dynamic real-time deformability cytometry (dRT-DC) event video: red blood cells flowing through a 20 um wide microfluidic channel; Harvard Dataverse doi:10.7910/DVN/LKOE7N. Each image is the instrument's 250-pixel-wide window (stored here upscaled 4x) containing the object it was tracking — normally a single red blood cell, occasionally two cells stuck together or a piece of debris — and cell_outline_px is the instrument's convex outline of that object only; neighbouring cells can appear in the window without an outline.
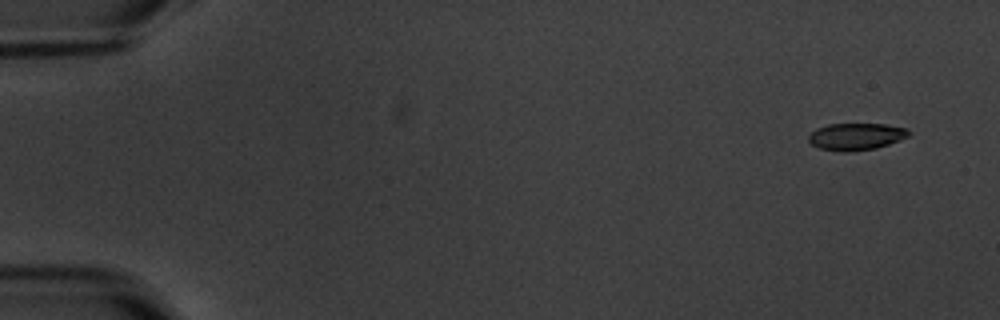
{"species": "common noctule bat (a hibernating species)", "species_latin": "Nyctalus noctula", "temperature_condition": "warm", "stored_images_in_passage": 6, "camera_frame_rate_fps": 3000, "um_per_image_px": 0.085, "animal": {"sex": "male", "body_mass_g": 20.1, "forearm_length_mm": 53.5}, "frame": {"image": 1, "passage_image": 1, "time_ms": 0.0, "image_size_px": [1000, 320], "cell_outline_px": [[912, 132], [908, 136], [900, 140], [876, 148], [848, 152], [840, 152], [820, 148], [812, 144], [808, 140], [808, 136], [816, 128], [828, 124], [884, 124], [908, 128]], "centroid_in_image_um": [72.78, 11.6], "position_along_channel_um": 12.2, "area_um2": 15.84}}
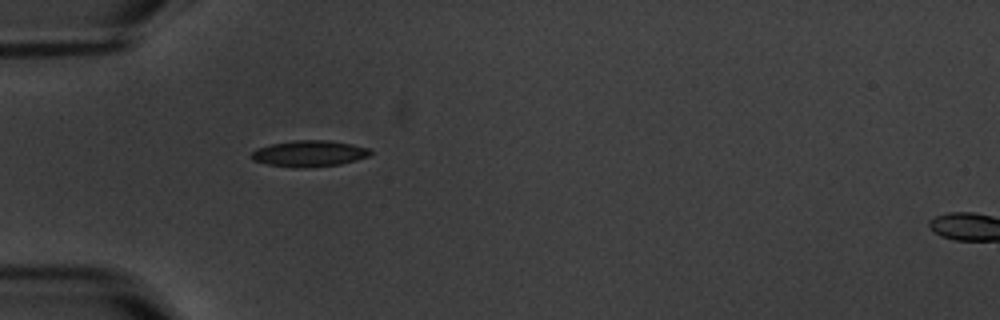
{"frame": {"image": 2, "passage_image": 5, "time_ms": 5.0, "image_size_px": [1000, 320], "cell_outline_px": [[372, 152], [368, 156], [356, 160], [340, 164], [308, 168], [292, 168], [268, 164], [252, 160], [248, 156], [256, 148], [272, 144], [296, 140], [328, 140], [352, 144], [368, 148]], "centroid_in_image_um": [26.25, 13.06], "position_along_channel_um": 58.8, "area_um2": 18.26}}